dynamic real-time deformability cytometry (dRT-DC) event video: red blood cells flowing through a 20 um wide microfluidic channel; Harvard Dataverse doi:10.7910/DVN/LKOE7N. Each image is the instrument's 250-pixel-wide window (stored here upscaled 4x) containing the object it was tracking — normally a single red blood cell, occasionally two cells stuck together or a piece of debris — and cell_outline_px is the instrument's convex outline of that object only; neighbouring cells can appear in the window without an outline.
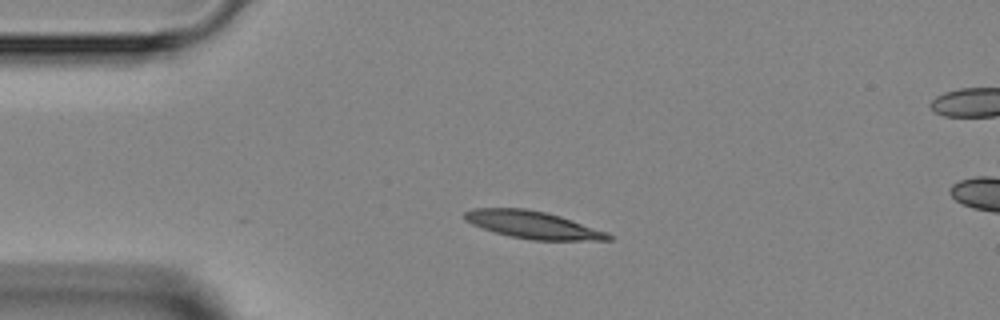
{"species": "Egyptian fruit bat (a non-hibernating species)", "species_latin": "Rousettus aegyptiacus", "temperature_condition": "room temperature", "stored_images_in_passage": 4, "camera_frame_rate_fps": 3000, "um_per_image_px": 0.085, "animal": {"sex": "female"}, "frame": {"image": 1, "passage_image": 2, "time_ms": 1.0, "image_size_px": [1000, 320], "cell_outline_px": [[612, 240], [532, 240], [512, 236], [496, 232], [472, 224], [464, 220], [464, 212], [476, 208], [524, 208], [544, 212], [560, 216], [608, 232], [612, 236]], "centroid_in_image_um": [45.31, 19.11], "position_along_channel_um": 39.7, "area_um2": 22.66}}
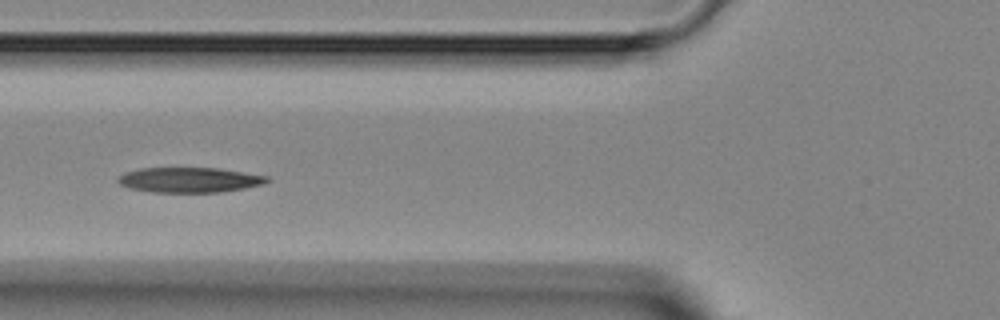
{"frame": {"image": 2, "passage_image": 4, "time_ms": 3.333, "image_size_px": [1000, 320], "cell_outline_px": [[268, 180], [264, 184], [244, 188], [220, 192], [152, 192], [128, 188], [120, 184], [116, 180], [124, 172], [140, 168], [216, 168], [268, 176]], "centroid_in_image_um": [16.06, 15.29], "position_along_channel_um": 109.7, "area_um2": 21.68}}